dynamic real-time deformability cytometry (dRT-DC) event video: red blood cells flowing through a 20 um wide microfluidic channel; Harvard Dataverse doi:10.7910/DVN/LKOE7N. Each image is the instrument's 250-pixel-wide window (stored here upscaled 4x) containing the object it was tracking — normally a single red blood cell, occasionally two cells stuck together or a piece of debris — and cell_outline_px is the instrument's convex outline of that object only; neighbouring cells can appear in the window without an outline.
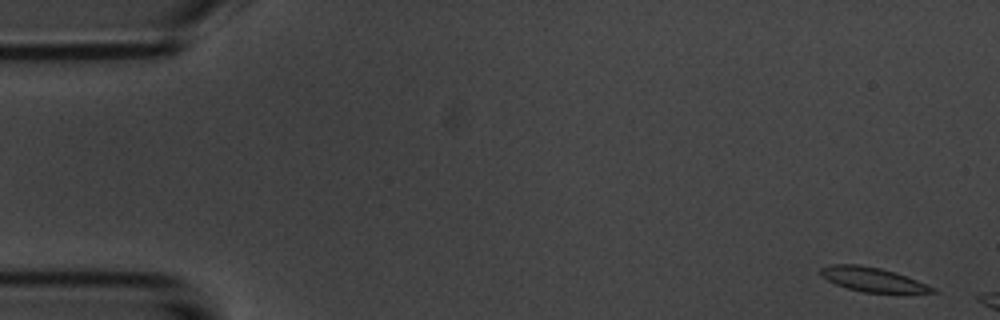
{"species": "common noctule bat (a hibernating species)", "species_latin": "Nyctalus noctula", "temperature_condition": "room temperature", "stored_images_in_passage": 3, "camera_frame_rate_fps": 3000, "um_per_image_px": 0.085, "animal": {"sex": "male", "body_mass_g": 20.1, "forearm_length_mm": 53.5}, "frame": {"image": 1, "passage_image": 1, "time_ms": 0.0, "image_size_px": [1000, 320], "cell_outline_px": [[940, 292], [864, 292], [848, 288], [836, 284], [820, 276], [820, 268], [832, 264], [860, 264], [880, 268], [896, 272], [936, 288]], "centroid_in_image_um": [74.14, 23.74], "position_along_channel_um": 10.9, "area_um2": 15.61}}